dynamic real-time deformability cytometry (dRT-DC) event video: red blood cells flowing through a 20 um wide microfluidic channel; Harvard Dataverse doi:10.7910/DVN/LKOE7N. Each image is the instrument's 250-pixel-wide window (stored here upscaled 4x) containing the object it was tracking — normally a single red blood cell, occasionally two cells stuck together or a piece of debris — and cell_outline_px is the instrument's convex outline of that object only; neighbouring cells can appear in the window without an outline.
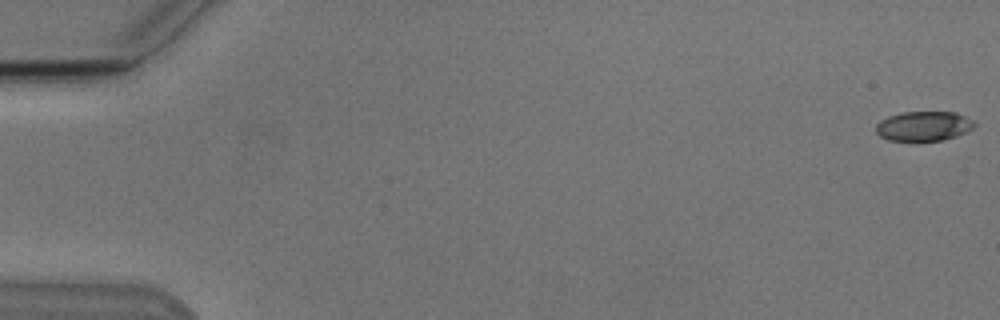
{"species": "Egyptian fruit bat (a non-hibernating species)", "species_latin": "Rousettus aegyptiacus", "temperature_condition": "cold", "stored_images_in_passage": 7, "camera_frame_rate_fps": 3000, "um_per_image_px": 0.085, "animal": {"sex": "male"}, "frame": {"image": 1, "passage_image": 1, "time_ms": 0.0, "image_size_px": [1000, 320], "cell_outline_px": [[976, 124], [972, 128], [956, 136], [944, 140], [912, 144], [888, 140], [880, 136], [876, 132], [876, 124], [880, 120], [888, 116], [900, 112], [956, 112], [972, 120]], "centroid_in_image_um": [78.45, 10.77], "position_along_channel_um": 6.6, "area_um2": 17.69}}